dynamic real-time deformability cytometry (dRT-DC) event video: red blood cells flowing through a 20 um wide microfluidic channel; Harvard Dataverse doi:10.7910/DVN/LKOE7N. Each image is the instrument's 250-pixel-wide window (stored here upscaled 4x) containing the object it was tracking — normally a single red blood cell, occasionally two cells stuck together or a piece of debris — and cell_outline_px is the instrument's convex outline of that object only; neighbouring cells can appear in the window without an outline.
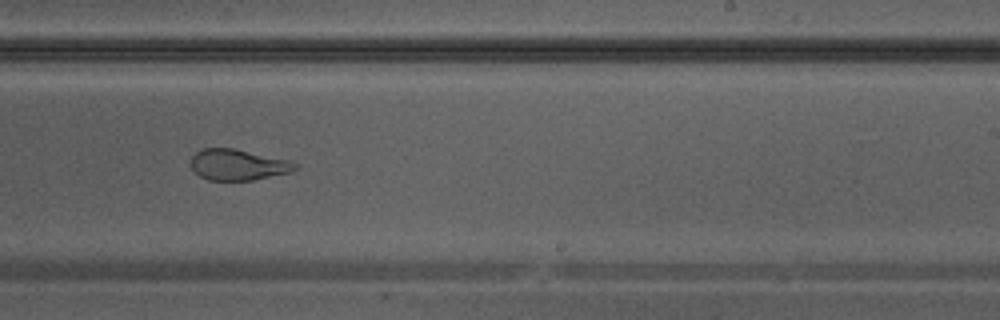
{"species": "Egyptian fruit bat (a non-hibernating species)", "species_latin": "Rousettus aegyptiacus", "temperature_condition": "warm", "stored_images_in_passage": 36, "camera_frame_rate_fps": 3000, "um_per_image_px": 0.085, "animal": {"sex": "male"}, "frame": {"image": 1, "passage_image": 21, "time_ms": 6.667, "image_size_px": [1000, 320], "cell_outline_px": [[300, 168], [292, 172], [252, 180], [208, 180], [200, 176], [192, 168], [192, 156], [200, 148], [232, 148], [288, 160], [300, 164]], "centroid_in_image_um": [20.27, 14.0], "position_along_channel_um": 268.7, "area_um2": 18.79}}